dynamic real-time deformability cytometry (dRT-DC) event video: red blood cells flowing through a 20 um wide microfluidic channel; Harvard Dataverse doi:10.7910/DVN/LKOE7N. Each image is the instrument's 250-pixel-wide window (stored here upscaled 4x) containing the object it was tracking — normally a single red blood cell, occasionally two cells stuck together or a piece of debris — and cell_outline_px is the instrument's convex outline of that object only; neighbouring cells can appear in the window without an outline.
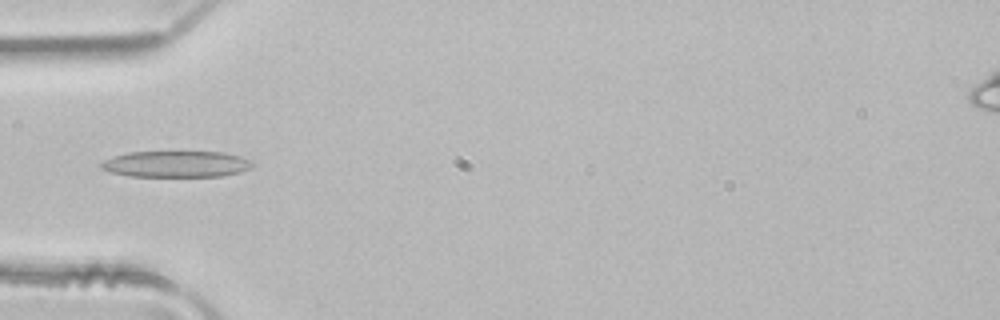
{"species": "common noctule bat (a hibernating species)", "species_latin": "Nyctalus noctula", "temperature_condition": "room temperature", "stored_images_in_passage": 2, "camera_frame_rate_fps": 3000, "um_per_image_px": 0.085, "animal": {"sex": "male", "body_mass_g": 21.5, "forearm_length_mm": 52.0}, "frame": {"image": 1, "passage_image": 2, "time_ms": 0.333, "image_size_px": [1000, 320], "cell_outline_px": [[256, 164], [252, 168], [240, 172], [220, 176], [128, 176], [112, 172], [100, 168], [100, 164], [104, 160], [112, 156], [128, 152], [224, 152], [240, 156], [252, 160]], "centroid_in_image_um": [15.01, 13.94], "position_along_channel_um": 70.0, "area_um2": 23.29}}